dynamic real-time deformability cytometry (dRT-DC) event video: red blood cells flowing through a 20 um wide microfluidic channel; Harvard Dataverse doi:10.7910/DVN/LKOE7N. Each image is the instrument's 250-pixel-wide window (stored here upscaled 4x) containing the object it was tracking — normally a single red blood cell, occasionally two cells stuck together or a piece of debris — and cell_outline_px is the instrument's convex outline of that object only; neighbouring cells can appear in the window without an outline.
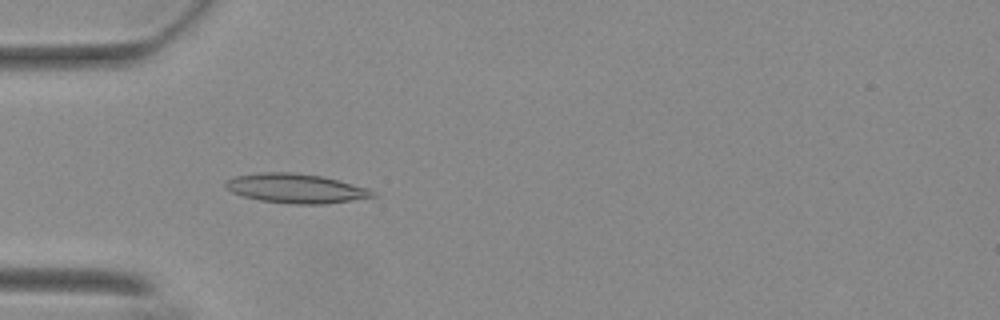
{"species": "Egyptian fruit bat (a non-hibernating species)", "species_latin": "Rousettus aegyptiacus", "temperature_condition": "warm", "stored_images_in_passage": 48, "camera_frame_rate_fps": 3000, "um_per_image_px": 0.085, "animal": {"sex": "female"}, "frame": {"image": 1, "passage_image": 10, "time_ms": 3.0, "image_size_px": [1000, 320], "cell_outline_px": [[376, 196], [324, 204], [292, 204], [260, 200], [244, 196], [232, 192], [224, 184], [228, 180], [236, 176], [260, 172], [288, 172], [320, 176], [368, 188]], "centroid_in_image_um": [25.11, 16.01], "position_along_channel_um": 59.9, "area_um2": 24.62}}
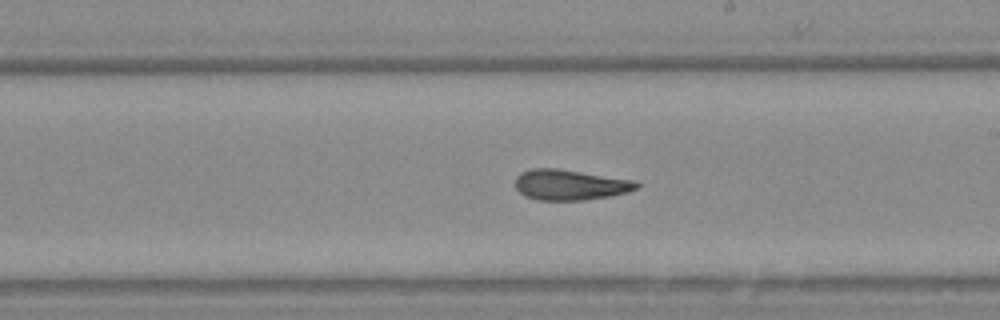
{"frame": {"image": 2, "passage_image": 25, "time_ms": 8.0, "image_size_px": [1000, 320], "cell_outline_px": [[640, 184], [636, 188], [628, 192], [608, 196], [584, 200], [536, 200], [524, 196], [516, 188], [516, 176], [520, 172], [532, 168], [556, 168], [636, 180]], "centroid_in_image_um": [48.44, 15.7], "position_along_channel_um": 240.6, "area_um2": 21.62}}
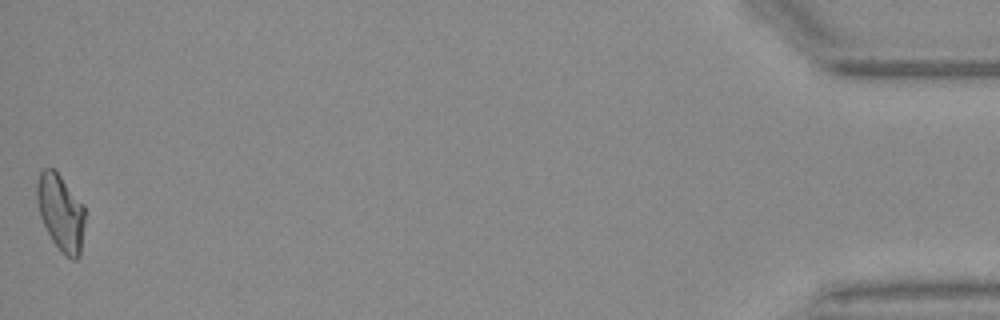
{"frame": {"image": 3, "passage_image": 48, "time_ms": 15.667, "image_size_px": [1000, 320], "cell_outline_px": [[84, 224], [80, 256], [76, 260], [72, 260], [64, 256], [52, 240], [40, 216], [36, 196], [36, 184], [40, 172], [44, 168], [52, 168], [60, 176], [84, 204]], "centroid_in_image_um": [5.17, 18.09], "position_along_channel_um": 430.0, "area_um2": 21.39}, "authors_computed_cell_mechanics": {"area_um2": 21.675, "velocity_mm_per_s": 3.6965, "shape_relaxation_time_tau1_ms": null, "shape_relaxation_time_tau2_ms": 1.8232, "deformation_change_tau1": null, "deformation_change_tau2": 0.0993}}